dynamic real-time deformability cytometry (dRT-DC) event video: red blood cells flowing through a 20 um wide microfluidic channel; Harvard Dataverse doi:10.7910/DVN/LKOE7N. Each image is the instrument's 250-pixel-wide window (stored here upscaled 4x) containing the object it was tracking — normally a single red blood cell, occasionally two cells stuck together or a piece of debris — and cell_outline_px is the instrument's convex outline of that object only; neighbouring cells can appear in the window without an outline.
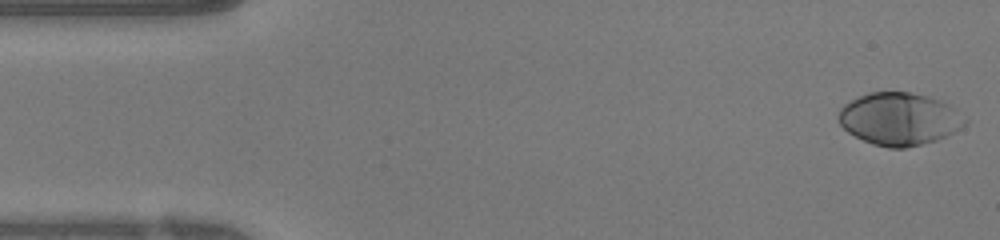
{"species": "human", "species_latin": "Homo sapiens", "temperature_condition": "warm", "stored_images_in_passage": 49, "camera_frame_rate_fps": 3000, "um_per_image_px": 0.085, "donor": {"sex": "female"}, "frame": {"image": 1, "passage_image": 1, "time_ms": 0.0, "image_size_px": [1000, 240], "cell_outline_px": [[968, 124], [936, 140], [904, 148], [888, 148], [872, 144], [848, 132], [840, 124], [836, 116], [840, 108], [844, 104], [868, 92], [908, 92], [940, 100], [956, 108], [968, 120]], "centroid_in_image_um": [76.43, 10.11], "position_along_channel_um": 8.6, "area_um2": 38.61}}
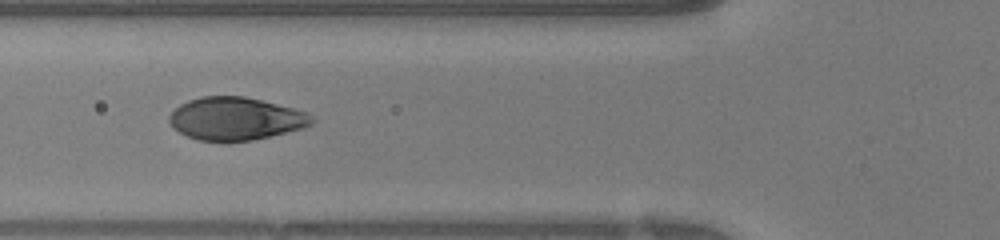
{"frame": {"image": 2, "passage_image": 17, "time_ms": 5.333, "image_size_px": [1000, 240], "cell_outline_px": [[316, 120], [312, 124], [304, 128], [252, 140], [196, 140], [172, 128], [168, 120], [168, 116], [180, 104], [188, 100], [200, 96], [244, 96], [308, 112]], "centroid_in_image_um": [20.02, 10.07], "position_along_channel_um": 105.8, "area_um2": 35.37}}
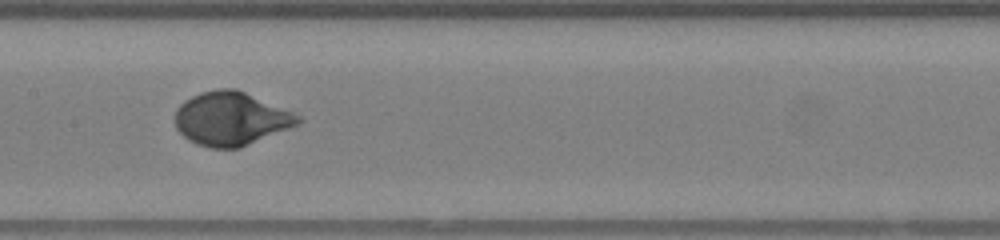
{"frame": {"image": 3, "passage_image": 23, "time_ms": 7.333, "image_size_px": [1000, 240], "cell_outline_px": [[304, 120], [288, 128], [240, 148], [212, 148], [196, 144], [188, 140], [176, 128], [176, 108], [184, 100], [200, 92], [220, 88], [236, 88], [292, 112], [300, 116]], "centroid_in_image_um": [19.6, 10.08], "position_along_channel_um": 187.8, "area_um2": 38.09}, "authors_computed_cell_mechanics": {"area_um2": 37.281, "velocity_mm_per_s": 4.0859, "shape_relaxation_time_tau1_ms": 2.4183, "shape_relaxation_time_tau2_ms": null, "deformation_change_tau1": 0.1941, "deformation_change_tau2": null}}